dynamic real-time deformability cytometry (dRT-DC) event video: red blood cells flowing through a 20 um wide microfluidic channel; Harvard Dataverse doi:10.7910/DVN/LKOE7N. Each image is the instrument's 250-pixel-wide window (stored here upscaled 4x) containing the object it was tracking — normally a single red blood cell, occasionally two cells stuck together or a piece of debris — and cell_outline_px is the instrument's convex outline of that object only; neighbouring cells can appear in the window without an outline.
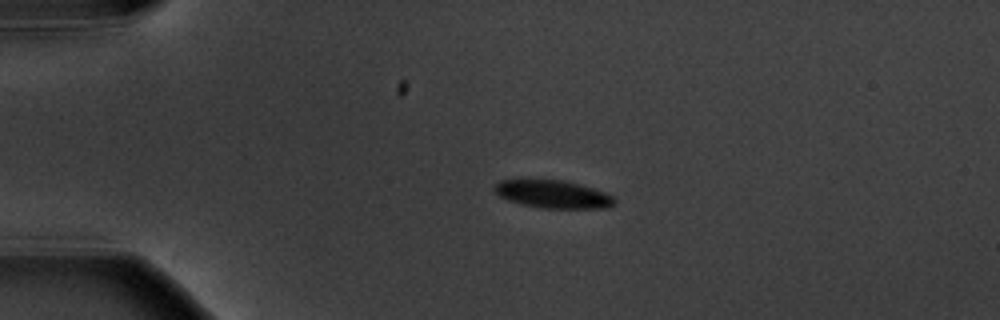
{"species": "common noctule bat (a hibernating species)", "species_latin": "Nyctalus noctula", "temperature_condition": "warm", "stored_images_in_passage": 2, "camera_frame_rate_fps": 3000, "um_per_image_px": 0.085, "animal": {"sex": "male", "body_mass_g": 20.1, "forearm_length_mm": 53.5}, "frame": {"image": 1, "passage_image": 1, "time_ms": 0.0, "image_size_px": [1000, 320], "cell_outline_px": [[616, 204], [608, 208], [544, 208], [524, 204], [508, 200], [500, 196], [492, 188], [500, 180], [564, 180], [580, 184], [604, 192], [612, 196], [616, 200]], "centroid_in_image_um": [47.04, 16.51], "position_along_channel_um": 38.0, "area_um2": 19.31}}